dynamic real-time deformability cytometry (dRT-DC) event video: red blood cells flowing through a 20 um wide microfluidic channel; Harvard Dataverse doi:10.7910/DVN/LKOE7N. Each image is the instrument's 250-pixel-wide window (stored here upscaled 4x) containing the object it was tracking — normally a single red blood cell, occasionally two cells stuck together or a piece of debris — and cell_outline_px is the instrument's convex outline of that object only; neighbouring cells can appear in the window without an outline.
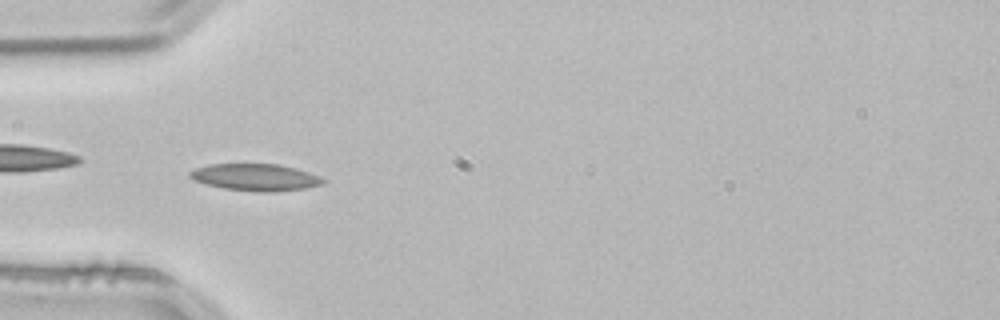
{"species": "common noctule bat (a hibernating species)", "species_latin": "Nyctalus noctula", "temperature_condition": "room temperature", "stored_images_in_passage": 53, "camera_frame_rate_fps": 3000, "um_per_image_px": 0.085, "animal": {"sex": "male", "body_mass_g": 21.5, "forearm_length_mm": 52.0}, "frame": {"image": 1, "passage_image": 16, "time_ms": 5.0, "image_size_px": [1000, 320], "cell_outline_px": [[328, 180], [324, 184], [304, 188], [276, 192], [256, 192], [224, 188], [208, 184], [196, 180], [188, 176], [188, 172], [196, 168], [212, 164], [280, 164], [296, 168], [320, 176]], "centroid_in_image_um": [21.78, 15.07], "position_along_channel_um": 63.2, "area_um2": 20.92}}
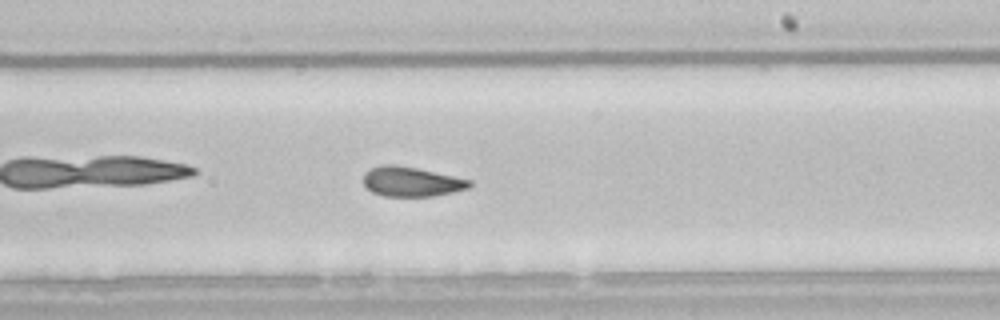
{"frame": {"image": 2, "passage_image": 31, "time_ms": 10.0, "image_size_px": [1000, 320], "cell_outline_px": [[472, 184], [468, 188], [452, 192], [432, 196], [384, 196], [372, 192], [364, 184], [364, 172], [380, 164], [396, 164], [416, 168], [472, 180]], "centroid_in_image_um": [34.95, 15.43], "position_along_channel_um": 254.1, "area_um2": 18.26}, "authors_computed_cell_mechanics": {"area_um2": 19.3052, "velocity_mm_per_s": 3.8322, "shape_relaxation_time_tau1_ms": 4.5755, "shape_relaxation_time_tau2_ms": 2.4601, "deformation_change_tau1": 0.1542, "deformation_change_tau2": 0.0903}}